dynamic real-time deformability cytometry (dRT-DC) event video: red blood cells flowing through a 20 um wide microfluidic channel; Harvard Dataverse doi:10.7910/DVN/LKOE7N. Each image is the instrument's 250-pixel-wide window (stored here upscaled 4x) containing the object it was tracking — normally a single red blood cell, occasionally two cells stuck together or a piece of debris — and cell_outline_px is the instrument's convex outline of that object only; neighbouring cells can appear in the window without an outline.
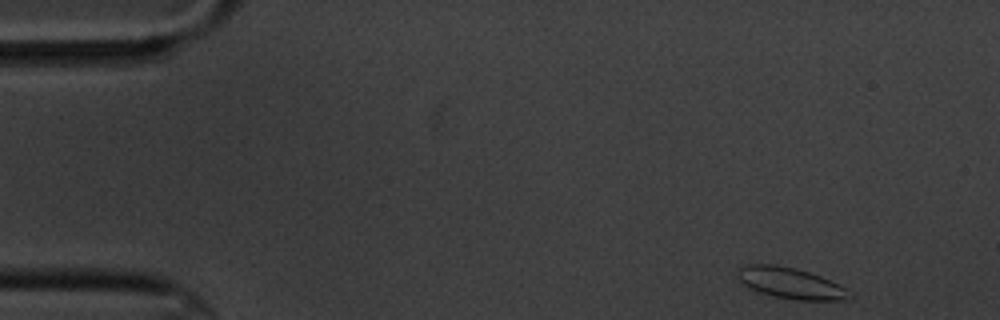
{"species": "common noctule bat (a hibernating species)", "species_latin": "Nyctalus noctula", "temperature_condition": "cold", "stored_images_in_passage": 4, "camera_frame_rate_fps": 3000, "um_per_image_px": 0.085, "animal": {"sex": "male", "body_mass_g": 20.1, "forearm_length_mm": 53.5}, "frame": {"image": 1, "passage_image": 1, "time_ms": 0.0, "image_size_px": [1000, 320], "cell_outline_px": [[856, 296], [844, 300], [796, 300], [776, 296], [760, 292], [748, 288], [740, 284], [740, 268], [748, 264], [776, 264], [796, 268], [820, 276], [840, 284]], "centroid_in_image_um": [67.25, 24.07], "position_along_channel_um": 17.7, "area_um2": 20.23}}
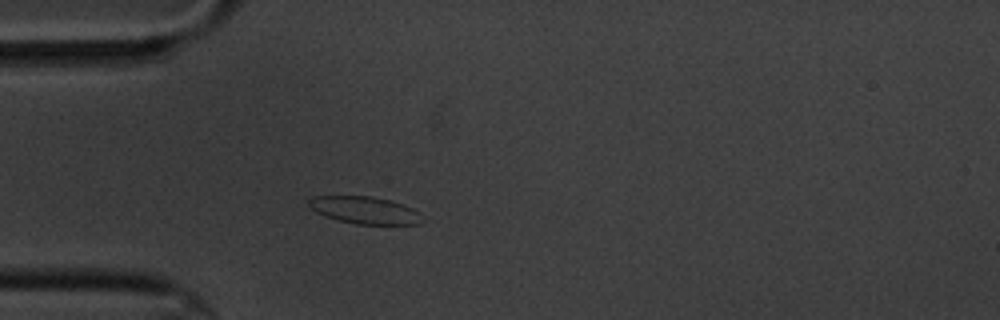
{"frame": {"image": 2, "passage_image": 4, "time_ms": 3.667, "image_size_px": [1000, 320], "cell_outline_px": [[420, 224], [356, 224], [324, 216], [308, 208], [308, 200], [312, 196], [372, 196], [404, 204], [420, 212]], "centroid_in_image_um": [30.95, 17.85], "position_along_channel_um": 54.0, "area_um2": 17.98}}